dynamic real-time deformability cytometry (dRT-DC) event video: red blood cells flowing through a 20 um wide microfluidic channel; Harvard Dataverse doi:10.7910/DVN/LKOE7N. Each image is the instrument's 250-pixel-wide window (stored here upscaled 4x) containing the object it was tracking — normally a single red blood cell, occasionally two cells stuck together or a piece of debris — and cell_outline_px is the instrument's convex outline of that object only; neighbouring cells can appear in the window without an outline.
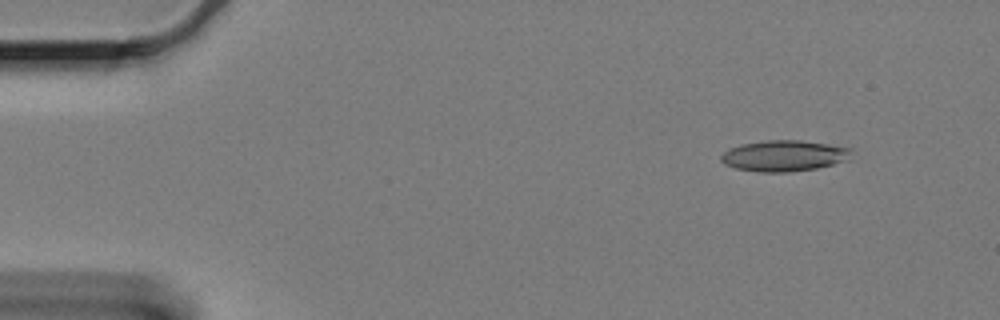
{"species": "Egyptian fruit bat (a non-hibernating species)", "species_latin": "Rousettus aegyptiacus", "temperature_condition": "cold", "stored_images_in_passage": 12, "segment_of_instrument_passage": [2, 2], "camera_frame_rate_fps": 3000, "um_per_image_px": 0.085, "animal": {"sex": "female"}, "frame": {"image": 1, "passage_image": 12, "time_ms": 3.667, "image_size_px": [1000, 320], "cell_outline_px": [[852, 160], [816, 168], [788, 172], [760, 172], [736, 168], [724, 164], [720, 160], [720, 156], [728, 148], [740, 144], [768, 140], [800, 140], [828, 144], [852, 148]], "centroid_in_image_um": [66.68, 13.24], "position_along_channel_um": 18.3, "area_um2": 23.81}}